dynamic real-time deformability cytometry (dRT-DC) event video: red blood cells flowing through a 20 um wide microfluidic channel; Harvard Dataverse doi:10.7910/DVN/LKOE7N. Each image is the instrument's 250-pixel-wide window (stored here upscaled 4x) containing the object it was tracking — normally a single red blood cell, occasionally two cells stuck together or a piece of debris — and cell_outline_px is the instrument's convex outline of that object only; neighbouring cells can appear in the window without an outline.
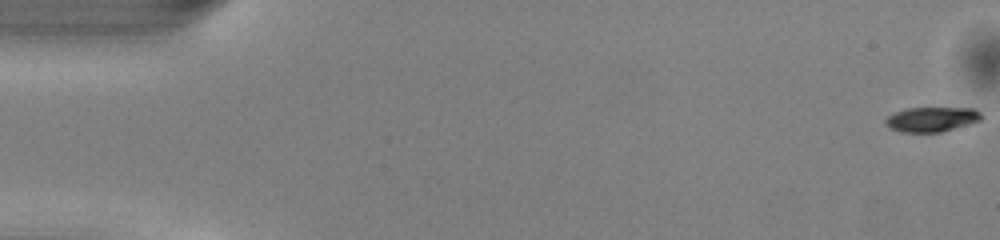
{"species": "common noctule bat (a hibernating species)", "species_latin": "Nyctalus noctula", "temperature_condition": "warm", "stored_images_in_passage": 51, "camera_frame_rate_fps": 3000, "um_per_image_px": 0.085, "animal": {"sex": "male", "body_mass_g": 13.0, "forearm_length_mm": 53.1}, "frame": {"image": 1, "passage_image": 1, "time_ms": 0.0, "image_size_px": [1000, 240], "cell_outline_px": [[980, 120], [968, 124], [940, 132], [900, 132], [888, 128], [884, 124], [884, 120], [888, 116], [896, 112], [908, 108], [976, 108], [980, 112]], "centroid_in_image_um": [79.14, 10.14], "position_along_channel_um": 5.9, "area_um2": 13.76}}
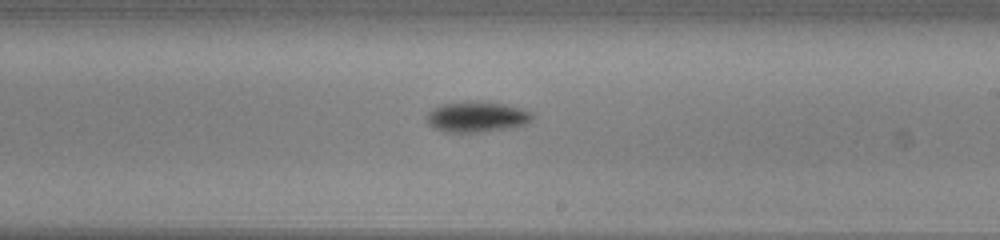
{"frame": {"image": 2, "passage_image": 30, "time_ms": 9.667, "image_size_px": [1000, 240], "cell_outline_px": [[532, 120], [524, 124], [504, 128], [480, 132], [444, 132], [432, 128], [428, 124], [428, 112], [432, 108], [440, 104], [476, 100], [484, 100], [524, 108], [532, 112]], "centroid_in_image_um": [40.5, 9.9], "position_along_channel_um": 248.5, "area_um2": 19.02}}
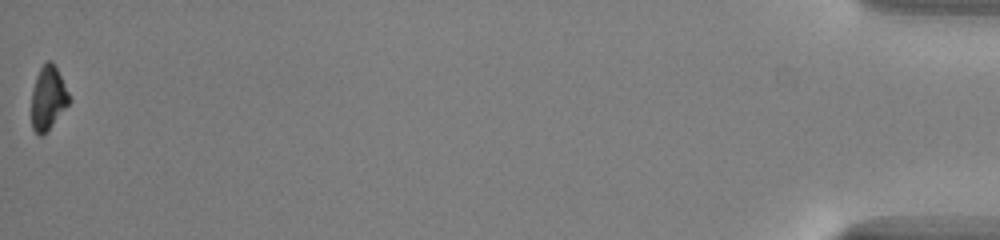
{"frame": {"image": 3, "passage_image": 51, "time_ms": 16.667, "image_size_px": [1000, 240], "cell_outline_px": [[72, 100], [52, 124], [40, 136], [32, 128], [32, 88], [36, 76], [40, 68], [48, 60], [52, 60]], "centroid_in_image_um": [4.08, 8.3], "position_along_channel_um": 431.1, "area_um2": 13.64}, "authors_computed_cell_mechanics": {"area_um2": 15.7794, "velocity_mm_per_s": 4.0991, "shape_relaxation_time_tau1_ms": 1.462, "shape_relaxation_time_tau2_ms": null, "deformation_change_tau1": 0.125, "deformation_change_tau2": null}}